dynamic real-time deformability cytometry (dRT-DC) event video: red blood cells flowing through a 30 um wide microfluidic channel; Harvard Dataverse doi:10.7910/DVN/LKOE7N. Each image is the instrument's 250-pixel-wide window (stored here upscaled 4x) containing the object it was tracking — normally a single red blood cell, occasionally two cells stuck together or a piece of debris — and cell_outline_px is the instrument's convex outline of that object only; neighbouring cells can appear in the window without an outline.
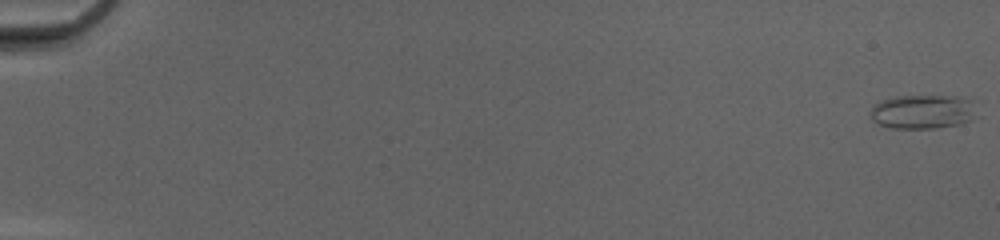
{"species": "common noctule bat (a hibernating species)", "species_latin": "Nyctalus noctula", "temperature_condition": "cold", "stored_images_in_passage": 52, "camera_frame_rate_fps": 3000, "um_per_image_px": 0.085, "animal": {"sex": "female", "body_mass_g": 20.0, "forearm_length_mm": 54.0}, "frame": {"image": 1, "passage_image": 1, "time_ms": 0.0, "image_size_px": [1000, 240], "cell_outline_px": [[980, 116], [972, 120], [960, 124], [936, 128], [892, 128], [880, 124], [872, 120], [872, 104], [880, 100], [896, 96], [956, 96], [976, 100]], "centroid_in_image_um": [78.56, 9.48], "position_along_channel_um": 6.4, "area_um2": 21.79}}
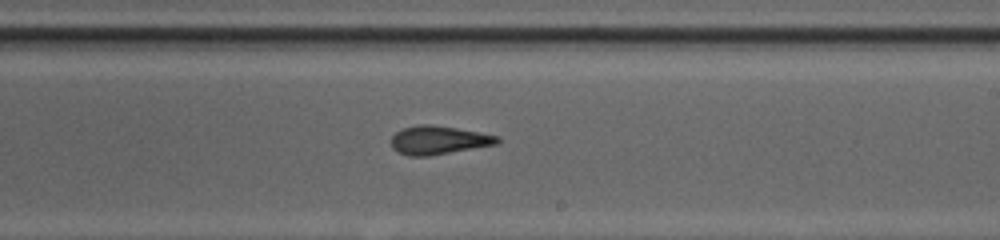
{"frame": {"image": 2, "passage_image": 33, "time_ms": 10.667, "image_size_px": [1000, 240], "cell_outline_px": [[500, 140], [496, 144], [428, 156], [408, 156], [392, 148], [392, 136], [396, 132], [404, 128], [420, 124], [432, 124], [456, 128], [500, 136]], "centroid_in_image_um": [37.27, 11.9], "position_along_channel_um": 251.7, "area_um2": 17.4}}
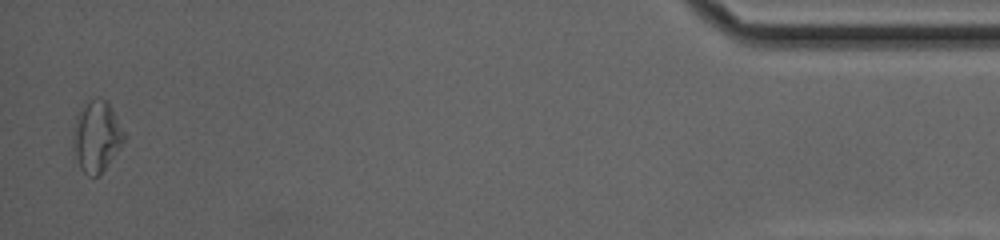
{"frame": {"image": 3, "passage_image": 51, "time_ms": 16.667, "image_size_px": [1000, 240], "cell_outline_px": [[128, 136], [100, 176], [88, 176], [80, 168], [72, 144], [72, 136], [76, 116], [84, 104], [88, 100], [96, 96], [100, 96], [108, 104]], "centroid_in_image_um": [8.22, 11.59], "position_along_channel_um": 427.0, "area_um2": 21.27}, "authors_computed_cell_mechanics": {"area_um2": 18.496, "velocity_mm_per_s": 4.2056, "shape_relaxation_time_tau1_ms": 10.8657, "shape_relaxation_time_tau2_ms": 3.9981, "deformation_change_tau1": 0.2692, "deformation_change_tau2": 0.1308}}